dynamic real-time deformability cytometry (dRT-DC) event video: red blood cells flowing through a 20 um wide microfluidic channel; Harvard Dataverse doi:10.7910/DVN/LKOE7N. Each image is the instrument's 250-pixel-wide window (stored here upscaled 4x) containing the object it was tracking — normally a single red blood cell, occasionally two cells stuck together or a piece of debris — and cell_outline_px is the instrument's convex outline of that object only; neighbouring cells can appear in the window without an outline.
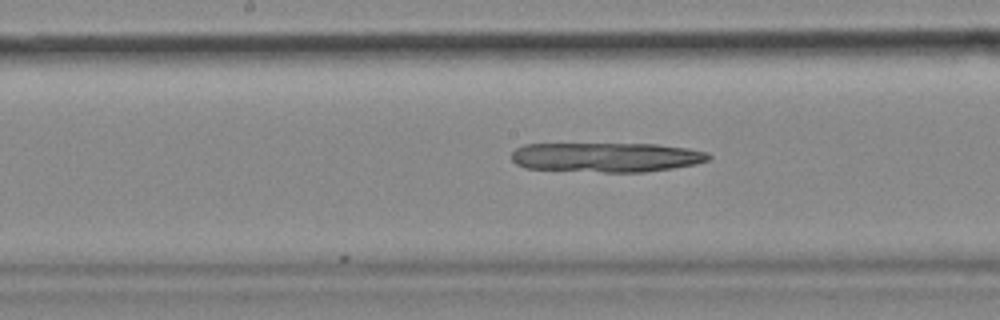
{"species": "common noctule bat (a hibernating species)", "species_latin": "Nyctalus noctula", "temperature_condition": "cold", "stored_images_in_passage": 20, "camera_frame_rate_fps": 3000, "um_per_image_px": 0.085, "animal": {"sex": "female", "body_mass_g": 18.4}, "frame": {"image": 1, "passage_image": 14, "time_ms": 4.333, "image_size_px": [1000, 320], "cell_outline_px": [[712, 156], [708, 160], [696, 164], [672, 168], [644, 172], [604, 172], [524, 168], [516, 164], [512, 160], [512, 152], [516, 148], [524, 144], [656, 144], [688, 148], [708, 152]], "centroid_in_image_um": [51.55, 13.36], "position_along_channel_um": 196.7, "area_um2": 34.04}}